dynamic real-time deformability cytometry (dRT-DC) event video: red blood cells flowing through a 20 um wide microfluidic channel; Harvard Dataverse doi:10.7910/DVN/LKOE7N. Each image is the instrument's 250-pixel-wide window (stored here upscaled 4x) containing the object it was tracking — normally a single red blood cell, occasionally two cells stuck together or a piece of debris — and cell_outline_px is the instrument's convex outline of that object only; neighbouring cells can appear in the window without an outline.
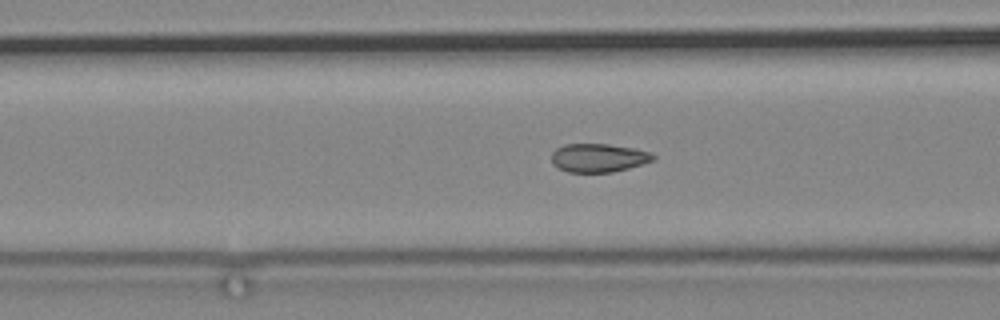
{"species": "common noctule bat (a hibernating species)", "species_latin": "Nyctalus noctula", "temperature_condition": "cold", "stored_images_in_passage": 72, "camera_frame_rate_fps": 3000, "um_per_image_px": 0.085, "animal": {"sex": "male", "body_mass_g": 19.2, "forearm_length_mm": 51.8}, "frame": {"image": 1, "passage_image": 33, "time_ms": 10.667, "image_size_px": [1000, 320], "cell_outline_px": [[656, 156], [652, 160], [628, 168], [612, 172], [568, 172], [552, 164], [552, 152], [556, 148], [564, 144], [608, 144], [636, 148], [652, 152]], "centroid_in_image_um": [50.87, 13.4], "position_along_channel_um": 115.7, "area_um2": 16.88}}
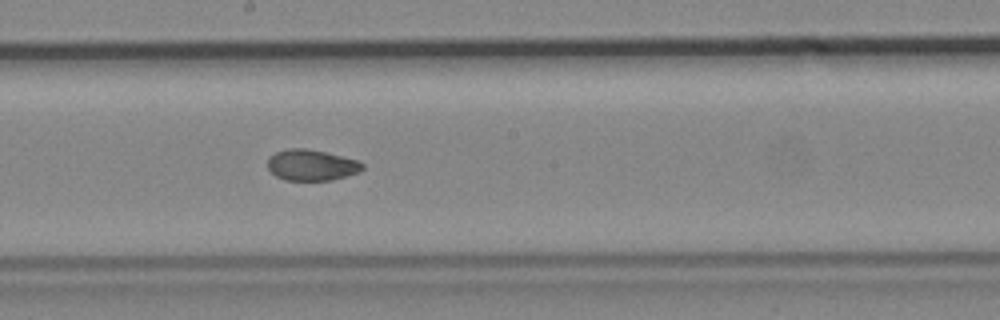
{"frame": {"image": 2, "passage_image": 43, "time_ms": 14.0, "image_size_px": [1000, 320], "cell_outline_px": [[364, 168], [360, 172], [332, 180], [284, 180], [276, 176], [268, 168], [268, 156], [276, 152], [288, 148], [304, 148], [328, 152], [356, 160], [364, 164]], "centroid_in_image_um": [26.48, 14.02], "position_along_channel_um": 221.7, "area_um2": 17.22}}
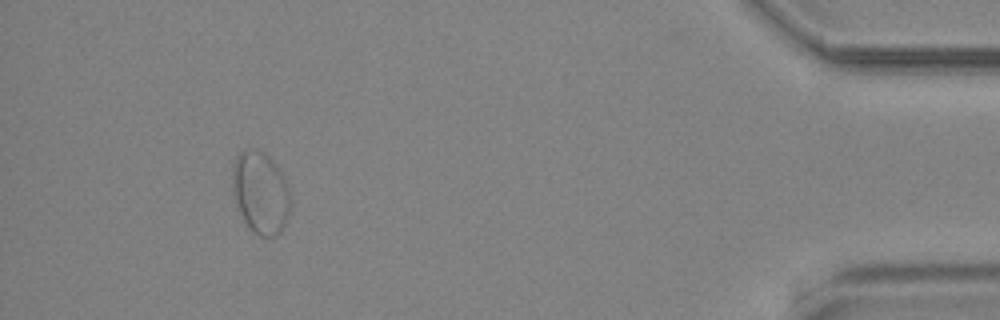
{"frame": {"image": 3, "passage_image": 67, "time_ms": 22.0, "image_size_px": [1000, 320], "cell_outline_px": [[292, 204], [288, 216], [280, 232], [272, 236], [260, 236], [252, 232], [240, 220], [232, 192], [232, 164], [236, 156], [244, 148], [260, 152], [268, 156], [276, 164], [284, 176], [292, 200]], "centroid_in_image_um": [22.11, 16.4], "position_along_channel_um": 413.1, "area_um2": 28.44}}